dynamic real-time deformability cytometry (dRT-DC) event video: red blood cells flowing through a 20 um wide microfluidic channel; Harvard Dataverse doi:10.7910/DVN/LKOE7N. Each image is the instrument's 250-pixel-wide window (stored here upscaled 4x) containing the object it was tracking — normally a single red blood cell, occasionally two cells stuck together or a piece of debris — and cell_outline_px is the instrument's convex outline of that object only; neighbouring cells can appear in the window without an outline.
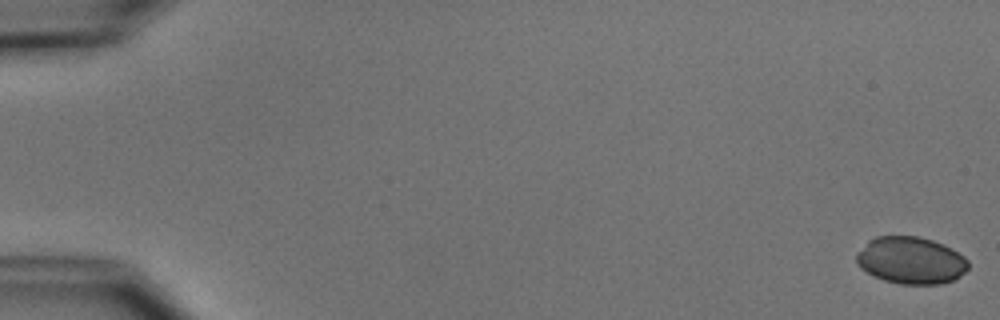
{"species": "common noctule bat (a hibernating species)", "species_latin": "Nyctalus noctula", "temperature_condition": "cold", "stored_images_in_passage": 55, "camera_frame_rate_fps": 3000, "um_per_image_px": 0.085, "animal": {"sex": "male", "body_mass_g": 15.6}, "frame": {"image": 1, "passage_image": 1, "time_ms": 0.0, "image_size_px": [1000, 320], "cell_outline_px": [[968, 268], [960, 276], [952, 280], [940, 284], [900, 284], [884, 280], [860, 268], [856, 264], [856, 252], [868, 240], [876, 236], [920, 236], [944, 244], [964, 256], [968, 260]], "centroid_in_image_um": [77.41, 22.12], "position_along_channel_um": 7.6, "area_um2": 30.81}}
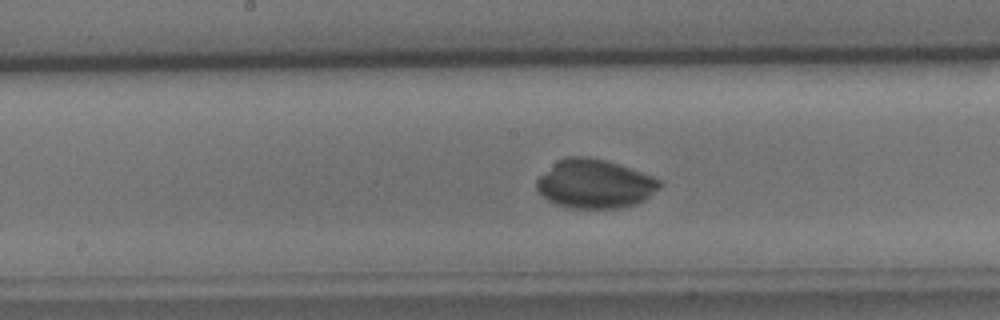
{"frame": {"image": 2, "passage_image": 29, "time_ms": 9.333, "image_size_px": [1000, 320], "cell_outline_px": [[664, 184], [660, 188], [644, 200], [636, 204], [616, 208], [572, 208], [556, 204], [548, 200], [536, 188], [536, 180], [556, 160], [564, 156], [588, 156], [604, 160], [652, 176], [660, 180]], "centroid_in_image_um": [50.54, 15.62], "position_along_channel_um": 197.7, "area_um2": 34.85}}
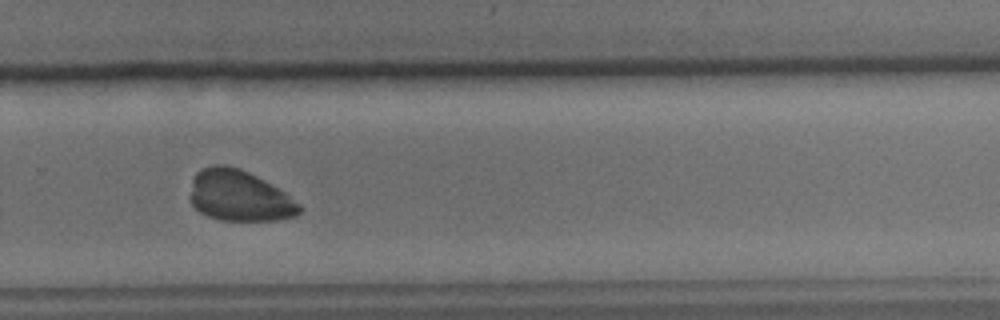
{"frame": {"image": 3, "passage_image": 38, "time_ms": 12.333, "image_size_px": [1000, 320], "cell_outline_px": [[304, 208], [296, 216], [280, 220], [220, 220], [208, 216], [200, 212], [192, 204], [192, 180], [196, 172], [200, 168], [212, 164], [228, 164], [240, 168], [272, 184], [284, 192], [300, 204]], "centroid_in_image_um": [20.36, 16.63], "position_along_channel_um": 309.4, "area_um2": 32.54}}